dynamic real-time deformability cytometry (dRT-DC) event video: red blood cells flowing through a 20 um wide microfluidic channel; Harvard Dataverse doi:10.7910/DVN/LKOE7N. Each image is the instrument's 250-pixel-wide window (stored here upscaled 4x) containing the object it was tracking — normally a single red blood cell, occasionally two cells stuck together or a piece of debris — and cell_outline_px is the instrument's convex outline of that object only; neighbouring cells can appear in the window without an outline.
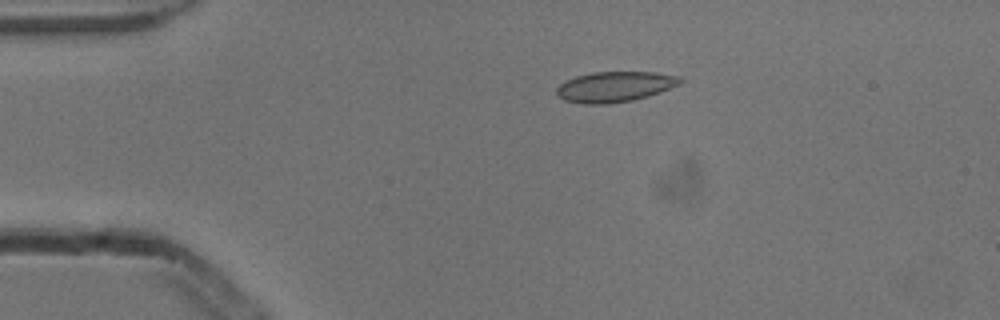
{"species": "common noctule bat (a hibernating species)", "species_latin": "Nyctalus noctula", "temperature_condition": "cold", "stored_images_in_passage": 4, "camera_frame_rate_fps": 3000, "um_per_image_px": 0.085, "animal": {"sex": "male", "body_mass_g": 13.3}, "frame": {"image": 1, "passage_image": 3, "time_ms": 0.667, "image_size_px": [1000, 320], "cell_outline_px": [[684, 80], [680, 84], [660, 92], [648, 96], [632, 100], [608, 104], [584, 104], [564, 100], [556, 96], [556, 88], [564, 80], [576, 76], [592, 72], [656, 72], [680, 76]], "centroid_in_image_um": [52.24, 7.37], "position_along_channel_um": 32.8, "area_um2": 22.14}}